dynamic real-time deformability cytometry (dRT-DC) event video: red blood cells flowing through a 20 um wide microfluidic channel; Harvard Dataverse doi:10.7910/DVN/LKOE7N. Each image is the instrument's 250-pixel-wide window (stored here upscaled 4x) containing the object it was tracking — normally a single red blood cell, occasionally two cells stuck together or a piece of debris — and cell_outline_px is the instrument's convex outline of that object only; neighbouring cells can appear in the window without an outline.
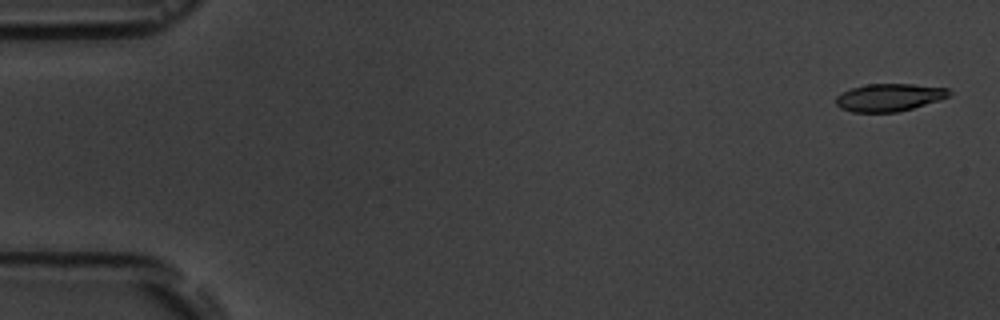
{"species": "common noctule bat (a hibernating species)", "species_latin": "Nyctalus noctula", "temperature_condition": "room temperature", "stored_images_in_passage": 5, "camera_frame_rate_fps": 3000, "um_per_image_px": 0.085, "animal": {"sex": "male", "body_mass_g": 19.5, "forearm_length_mm": 54.6}, "frame": {"image": 1, "passage_image": 1, "time_ms": 0.0, "image_size_px": [1000, 320], "cell_outline_px": [[952, 92], [948, 96], [940, 100], [912, 108], [896, 112], [852, 112], [840, 108], [836, 104], [836, 96], [840, 92], [852, 88], [868, 84], [912, 84], [948, 88]], "centroid_in_image_um": [75.56, 8.28], "position_along_channel_um": 9.4, "area_um2": 18.21}}
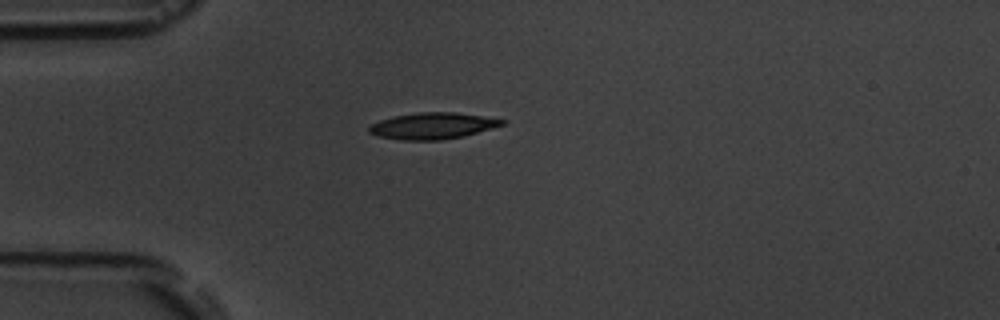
{"frame": {"image": 2, "passage_image": 5, "time_ms": 4.333, "image_size_px": [1000, 320], "cell_outline_px": [[508, 120], [504, 124], [492, 128], [464, 136], [440, 140], [400, 140], [380, 136], [368, 132], [368, 128], [372, 124], [380, 120], [392, 116], [420, 112], [456, 112]], "centroid_in_image_um": [36.78, 10.69], "position_along_channel_um": 48.2, "area_um2": 20.4}}